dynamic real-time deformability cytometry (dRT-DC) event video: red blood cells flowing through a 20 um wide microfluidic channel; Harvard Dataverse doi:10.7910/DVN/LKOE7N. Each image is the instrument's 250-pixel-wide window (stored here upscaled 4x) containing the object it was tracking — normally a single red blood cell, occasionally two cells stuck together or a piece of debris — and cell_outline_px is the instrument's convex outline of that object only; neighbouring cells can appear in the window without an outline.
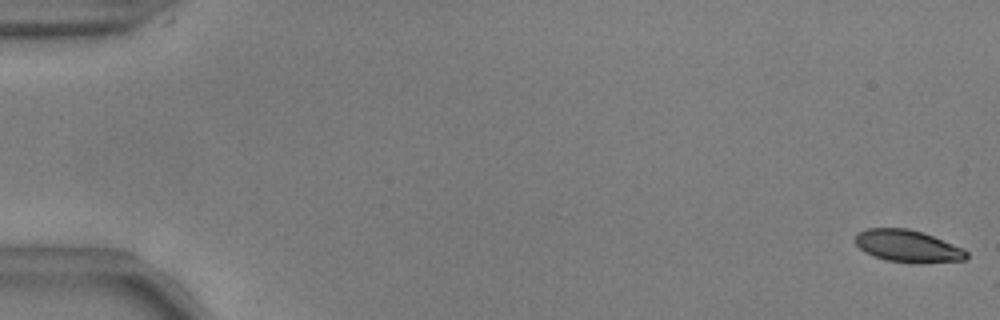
{"species": "common noctule bat (a hibernating species)", "species_latin": "Nyctalus noctula", "temperature_condition": "warm", "stored_images_in_passage": 52, "camera_frame_rate_fps": 3000, "um_per_image_px": 0.085, "animal": {"sex": "male", "body_mass_g": 17.9, "forearm_length_mm": 54.2}, "frame": {"image": 1, "passage_image": 1, "time_ms": 0.0, "image_size_px": [1000, 320], "cell_outline_px": [[968, 256], [964, 260], [920, 264], [916, 264], [888, 260], [872, 256], [864, 252], [856, 244], [856, 232], [868, 228], [908, 228], [932, 236], [964, 248], [968, 252]], "centroid_in_image_um": [77.16, 20.93], "position_along_channel_um": 7.8, "area_um2": 20.98}}
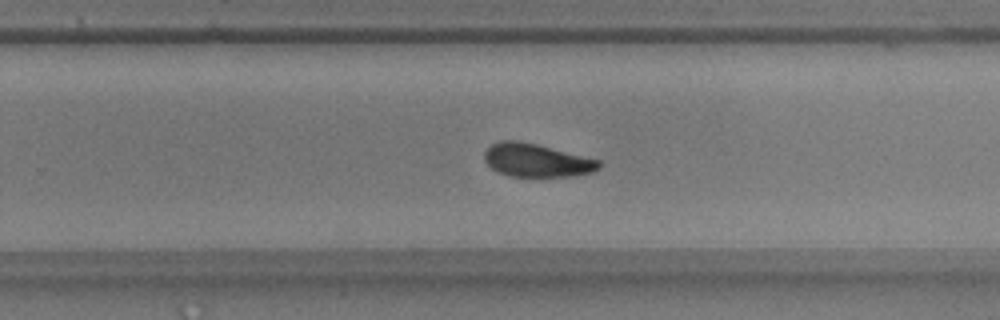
{"frame": {"image": 2, "passage_image": 36, "time_ms": 11.667, "image_size_px": [1000, 320], "cell_outline_px": [[600, 168], [592, 172], [572, 176], [508, 176], [496, 172], [484, 160], [484, 152], [492, 144], [500, 140], [516, 140], [536, 144], [600, 160]], "centroid_in_image_um": [45.58, 13.63], "position_along_channel_um": 284.2, "area_um2": 22.08}}
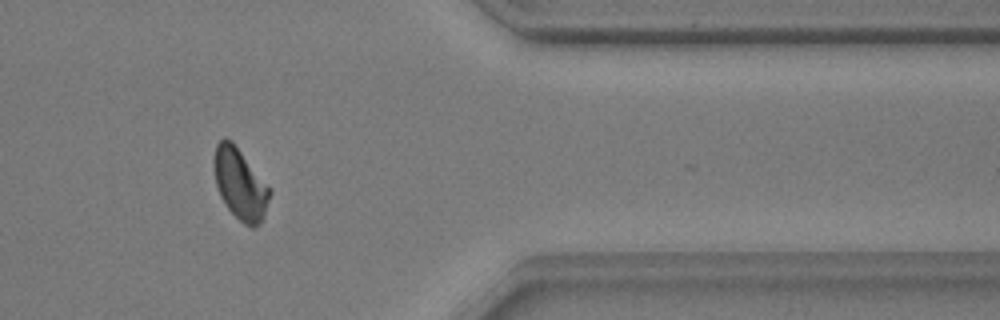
{"frame": {"image": 3, "passage_image": 46, "time_ms": 15.0, "image_size_px": [1000, 320], "cell_outline_px": [[272, 192], [264, 216], [260, 224], [252, 228], [244, 224], [224, 204], [220, 196], [216, 184], [212, 164], [212, 160], [216, 144], [224, 136], [232, 140], [272, 188]], "centroid_in_image_um": [20.41, 15.6], "position_along_channel_um": 391.0, "area_um2": 23.64}, "authors_computed_cell_mechanics": {"area_um2": 22.7732, "velocity_mm_per_s": 3.7213, "shape_relaxation_time_tau1_ms": 3.319, "shape_relaxation_time_tau2_ms": 2.7208, "deformation_change_tau1": 0.1274, "deformation_change_tau2": 0.0833}}